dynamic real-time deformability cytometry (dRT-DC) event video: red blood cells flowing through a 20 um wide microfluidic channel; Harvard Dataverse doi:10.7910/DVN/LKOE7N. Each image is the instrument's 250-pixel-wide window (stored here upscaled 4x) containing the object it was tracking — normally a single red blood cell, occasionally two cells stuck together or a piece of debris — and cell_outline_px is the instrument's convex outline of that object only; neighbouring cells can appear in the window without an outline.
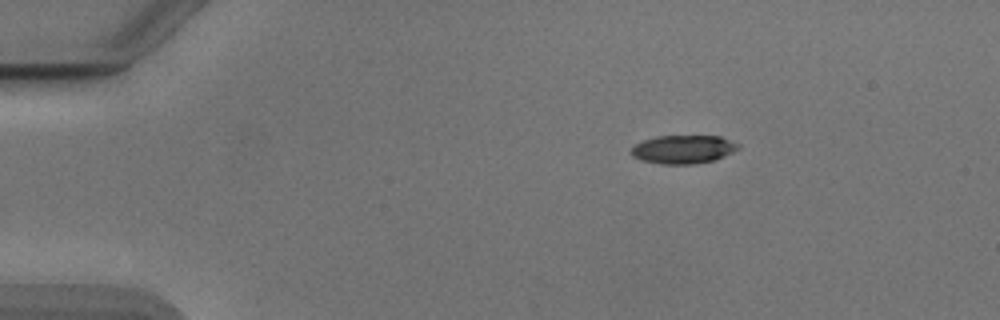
{"species": "Egyptian fruit bat (a non-hibernating species)", "species_latin": "Rousettus aegyptiacus", "temperature_condition": "cold", "stored_images_in_passage": 34, "camera_frame_rate_fps": 3000, "um_per_image_px": 0.085, "animal": {"sex": "male"}, "frame": {"image": 1, "passage_image": 1, "time_ms": 0.0, "image_size_px": [1000, 320], "cell_outline_px": [[740, 148], [716, 160], [696, 164], [660, 164], [640, 160], [632, 156], [628, 152], [636, 144], [644, 140], [656, 136], [720, 136], [740, 144]], "centroid_in_image_um": [58.07, 12.7], "position_along_channel_um": 26.9, "area_um2": 17.92}}
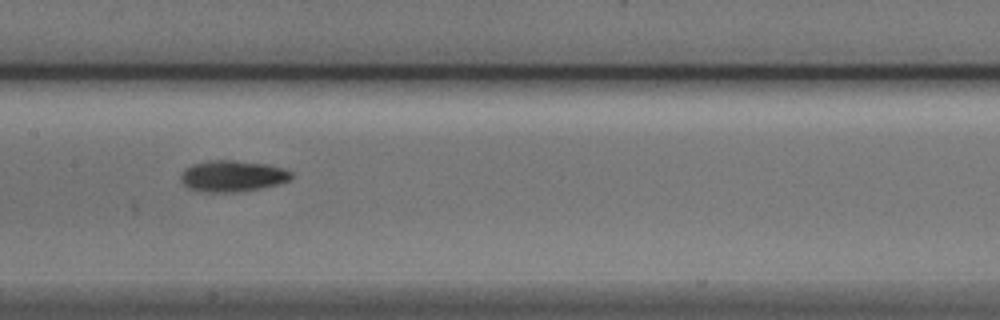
{"frame": {"image": 2, "passage_image": 19, "time_ms": 6.0, "image_size_px": [1000, 320], "cell_outline_px": [[292, 176], [288, 180], [276, 184], [260, 188], [236, 192], [200, 192], [188, 188], [180, 180], [180, 172], [184, 168], [192, 164], [212, 160], [236, 160], [268, 164], [292, 172]], "centroid_in_image_um": [19.69, 14.96], "position_along_channel_um": 187.7, "area_um2": 20.17}}
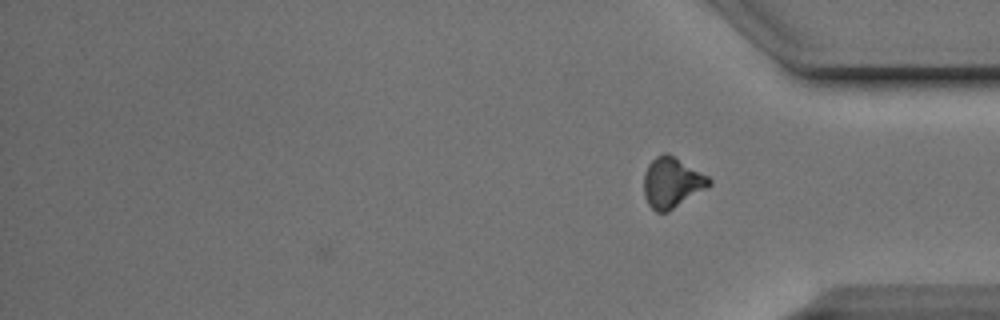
{"frame": {"image": 3, "passage_image": 34, "time_ms": 11.0, "image_size_px": [1000, 320], "cell_outline_px": [[712, 184], [668, 212], [656, 212], [648, 204], [644, 196], [644, 172], [648, 164], [656, 156], [664, 152], [668, 152], [708, 176], [712, 180]], "centroid_in_image_um": [57.09, 15.5], "position_along_channel_um": 378.1, "area_um2": 19.19}, "authors_computed_cell_mechanics": {"area_um2": 19.1607, "velocity_mm_per_s": 3.8959, "shape_relaxation_time_tau1_ms": 3.3228, "shape_relaxation_time_tau2_ms": null, "deformation_change_tau1": 0.1278, "deformation_change_tau2": null}}